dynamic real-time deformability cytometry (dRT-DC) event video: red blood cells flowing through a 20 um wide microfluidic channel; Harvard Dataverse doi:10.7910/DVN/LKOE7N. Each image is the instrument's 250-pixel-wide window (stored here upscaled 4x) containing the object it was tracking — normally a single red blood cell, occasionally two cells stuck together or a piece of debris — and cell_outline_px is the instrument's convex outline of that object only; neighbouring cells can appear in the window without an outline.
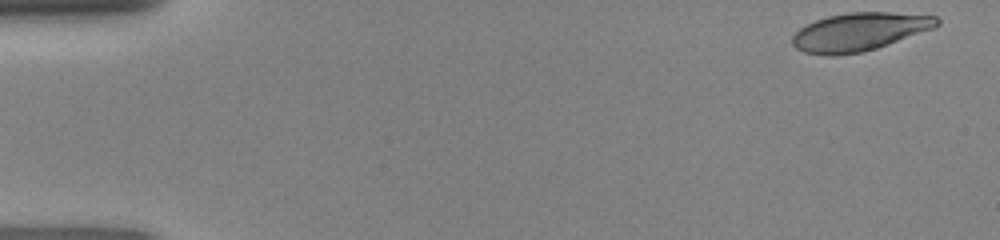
{"species": "human", "species_latin": "Homo sapiens", "temperature_condition": "room temperature", "stored_images_in_passage": 46, "camera_frame_rate_fps": 3000, "um_per_image_px": 0.085, "donor": {"sex": "female"}, "frame": {"image": 1, "passage_image": 1, "time_ms": 0.0, "image_size_px": [1000, 240], "cell_outline_px": [[940, 24], [936, 28], [864, 52], [832, 56], [828, 56], [804, 52], [796, 48], [792, 44], [792, 36], [800, 28], [816, 20], [828, 16], [848, 12], [888, 12], [936, 16], [940, 20]], "centroid_in_image_um": [73.06, 2.71], "position_along_channel_um": 11.9, "area_um2": 32.19}}
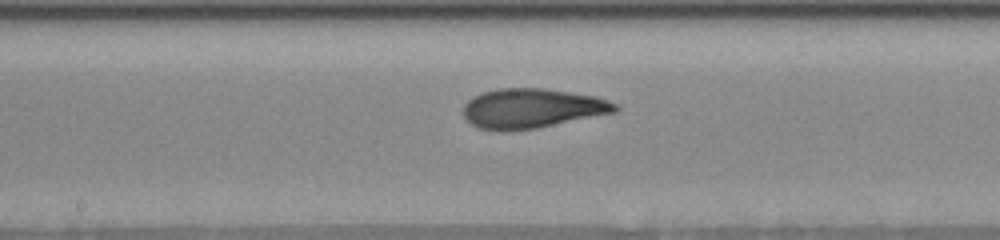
{"frame": {"image": 2, "passage_image": 24, "time_ms": 7.667, "image_size_px": [1000, 240], "cell_outline_px": [[620, 108], [616, 112], [536, 128], [512, 132], [500, 132], [476, 128], [464, 120], [464, 104], [472, 96], [480, 92], [496, 88], [544, 88], [596, 96], [620, 104]], "centroid_in_image_um": [45.17, 9.22], "position_along_channel_um": 203.0, "area_um2": 35.78}}
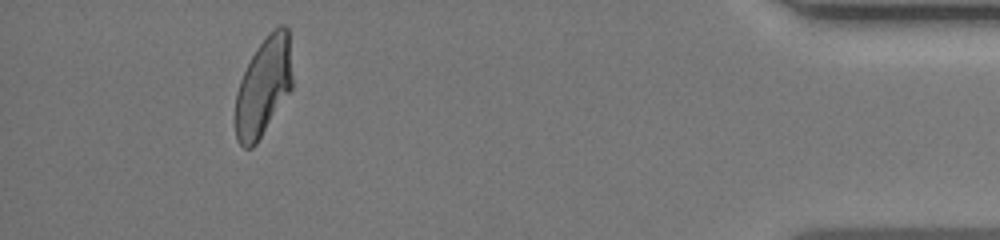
{"frame": {"image": 3, "passage_image": 43, "time_ms": 14.0, "image_size_px": [1000, 240], "cell_outline_px": [[292, 88], [256, 144], [252, 148], [244, 148], [236, 140], [236, 92], [240, 80], [256, 48], [272, 28], [280, 24], [284, 24], [288, 28], [292, 76]], "centroid_in_image_um": [22.4, 7.34], "position_along_channel_um": 412.8, "area_um2": 32.54}}